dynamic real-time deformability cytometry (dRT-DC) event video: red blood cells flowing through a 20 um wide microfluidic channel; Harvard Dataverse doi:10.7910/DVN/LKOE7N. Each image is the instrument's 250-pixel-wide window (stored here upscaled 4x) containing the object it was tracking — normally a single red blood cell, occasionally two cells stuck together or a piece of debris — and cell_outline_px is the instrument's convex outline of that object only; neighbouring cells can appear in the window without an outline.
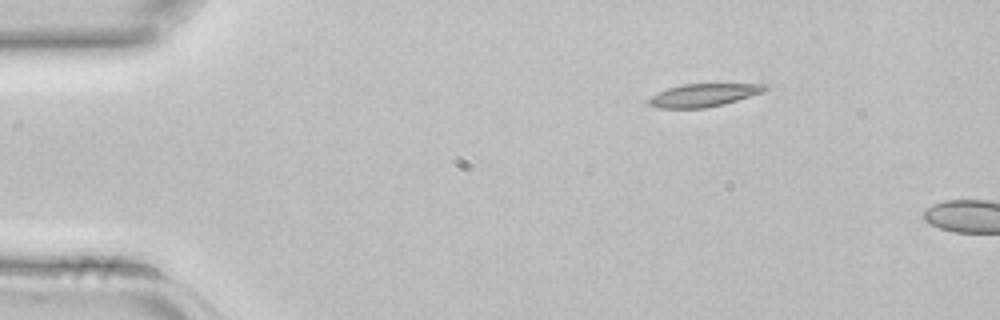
{"species": "common noctule bat (a hibernating species)", "species_latin": "Nyctalus noctula", "temperature_condition": "room temperature", "stored_images_in_passage": 3, "camera_frame_rate_fps": 3000, "um_per_image_px": 0.085, "animal": {"sex": "female", "body_mass_g": 22.7, "forearm_length_mm": 54.2}, "frame": {"image": 1, "passage_image": 2, "time_ms": 0.333, "image_size_px": [1000, 320], "cell_outline_px": [[768, 88], [764, 92], [724, 104], [704, 108], [660, 108], [648, 104], [648, 100], [652, 96], [668, 88], [684, 84], [768, 84]], "centroid_in_image_um": [59.84, 8.09], "position_along_channel_um": 25.2, "area_um2": 15.37}}